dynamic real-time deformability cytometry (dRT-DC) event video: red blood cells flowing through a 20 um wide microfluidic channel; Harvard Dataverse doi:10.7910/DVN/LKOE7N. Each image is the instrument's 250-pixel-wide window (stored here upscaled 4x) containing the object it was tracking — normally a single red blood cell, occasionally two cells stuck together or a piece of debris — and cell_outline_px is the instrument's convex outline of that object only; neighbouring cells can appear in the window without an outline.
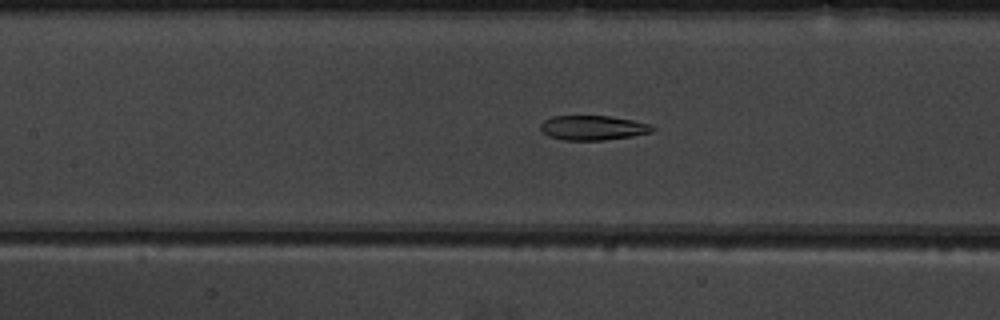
{"species": "common noctule bat (a hibernating species)", "species_latin": "Nyctalus noctula", "temperature_condition": "warm", "stored_images_in_passage": 54, "camera_frame_rate_fps": 3000, "um_per_image_px": 0.085, "animal": {"sex": "male", "body_mass_g": 19.5, "forearm_length_mm": 54.6}, "frame": {"image": 1, "passage_image": 26, "time_ms": 8.333, "image_size_px": [1000, 320], "cell_outline_px": [[656, 128], [652, 132], [632, 136], [604, 140], [564, 140], [548, 136], [540, 128], [540, 124], [544, 120], [552, 116], [608, 116], [632, 120], [652, 124]], "centroid_in_image_um": [50.42, 10.86], "position_along_channel_um": 157.0, "area_um2": 16.07}}
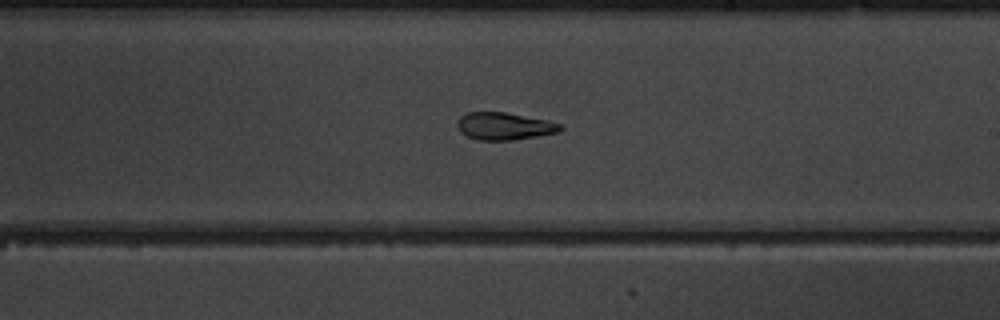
{"frame": {"image": 2, "passage_image": 33, "time_ms": 10.667, "image_size_px": [1000, 320], "cell_outline_px": [[564, 128], [560, 132], [512, 140], [476, 140], [460, 132], [456, 124], [460, 116], [468, 112], [504, 112], [548, 120], [560, 124]], "centroid_in_image_um": [42.86, 10.72], "position_along_channel_um": 246.1, "area_um2": 16.47}}
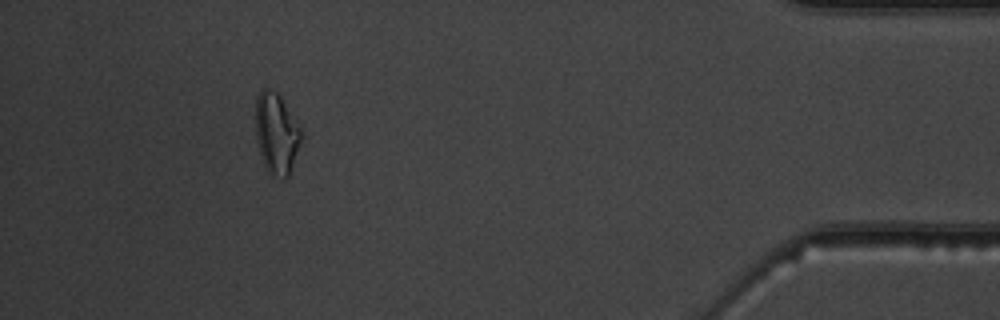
{"frame": {"image": 3, "passage_image": 50, "time_ms": 16.333, "image_size_px": [1000, 320], "cell_outline_px": [[304, 136], [288, 176], [272, 176], [268, 172], [264, 164], [256, 140], [256, 96], [264, 88], [268, 88], [276, 92], [280, 96], [304, 132]], "centroid_in_image_um": [23.52, 11.32], "position_along_channel_um": 411.7, "area_um2": 21.5}, "authors_computed_cell_mechanics": {"area_um2": 18.8428, "velocity_mm_per_s": 3.8302, "shape_relaxation_time_tau1_ms": null, "shape_relaxation_time_tau2_ms": 1.5592, "deformation_change_tau1": null, "deformation_change_tau2": 0.0728}}